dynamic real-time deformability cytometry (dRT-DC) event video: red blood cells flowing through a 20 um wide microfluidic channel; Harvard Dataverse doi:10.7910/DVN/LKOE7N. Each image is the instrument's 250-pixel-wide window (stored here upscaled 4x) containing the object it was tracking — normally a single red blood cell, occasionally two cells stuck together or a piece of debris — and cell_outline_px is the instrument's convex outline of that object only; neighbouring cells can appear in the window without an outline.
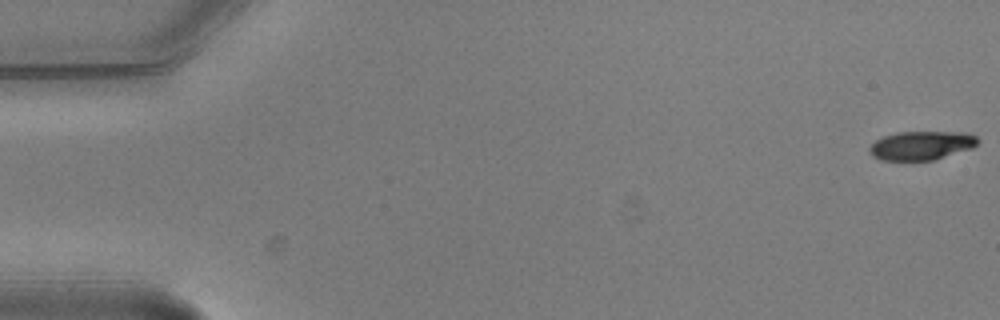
{"species": "common noctule bat (a hibernating species)", "species_latin": "Nyctalus noctula", "temperature_condition": "warm", "stored_images_in_passage": 7, "camera_frame_rate_fps": 3000, "um_per_image_px": 0.085, "animal": {"sex": "male", "body_mass_g": 20.5, "forearm_length_mm": 52.5}, "frame": {"image": 1, "passage_image": 1, "time_ms": 0.0, "image_size_px": [1000, 320], "cell_outline_px": [[980, 140], [972, 148], [932, 160], [880, 160], [872, 156], [868, 148], [876, 140], [884, 136], [896, 132], [968, 132], [976, 136]], "centroid_in_image_um": [78.32, 12.36], "position_along_channel_um": 6.7, "area_um2": 18.15}}
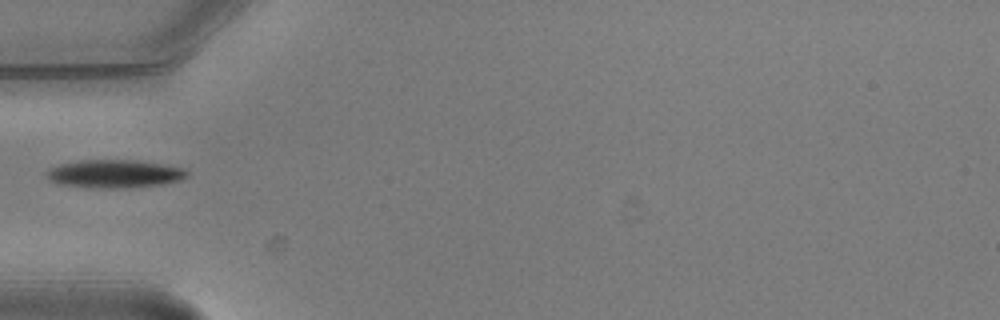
{"frame": {"image": 2, "passage_image": 6, "time_ms": 1.667, "image_size_px": [1000, 320], "cell_outline_px": [[188, 176], [180, 180], [164, 184], [124, 188], [92, 188], [60, 184], [48, 180], [48, 172], [52, 168], [60, 164], [80, 160], [136, 160], [184, 168], [188, 172]], "centroid_in_image_um": [9.76, 14.78], "position_along_channel_um": 75.2, "area_um2": 22.89}}
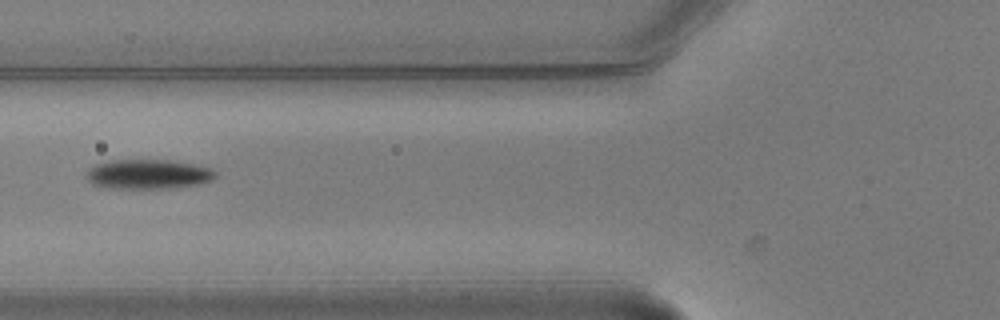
{"frame": {"image": 3, "passage_image": 7, "time_ms": 2.0, "image_size_px": [1000, 320], "cell_outline_px": [[216, 176], [212, 180], [200, 184], [168, 188], [108, 188], [92, 184], [84, 176], [88, 168], [96, 164], [108, 160], [172, 160], [192, 164], [208, 168], [216, 172]], "centroid_in_image_um": [12.54, 14.8], "position_along_channel_um": 113.3, "area_um2": 22.31}}